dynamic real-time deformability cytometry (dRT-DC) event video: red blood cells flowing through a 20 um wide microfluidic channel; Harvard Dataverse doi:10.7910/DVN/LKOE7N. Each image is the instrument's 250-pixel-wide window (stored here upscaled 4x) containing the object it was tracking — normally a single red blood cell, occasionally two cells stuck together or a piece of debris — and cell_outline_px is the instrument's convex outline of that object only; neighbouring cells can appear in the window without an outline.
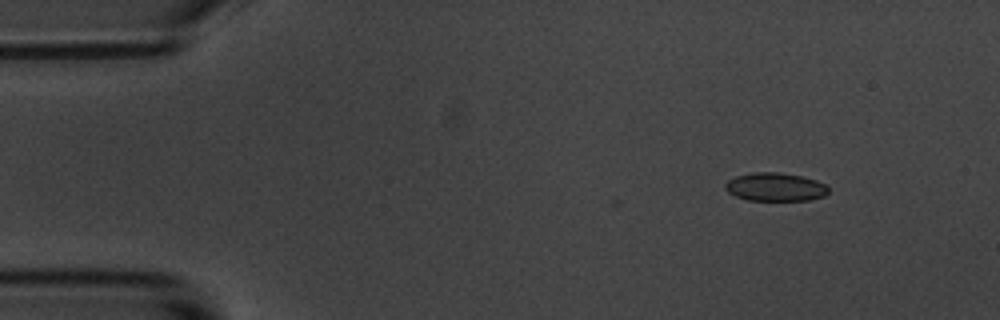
{"species": "common noctule bat (a hibernating species)", "species_latin": "Nyctalus noctula", "temperature_condition": "room temperature", "stored_images_in_passage": 3, "camera_frame_rate_fps": 3000, "um_per_image_px": 0.085, "animal": {"sex": "male", "body_mass_g": 20.1, "forearm_length_mm": 53.5}, "frame": {"image": 1, "passage_image": 3, "time_ms": 2.333, "image_size_px": [1000, 320], "cell_outline_px": [[828, 192], [824, 196], [808, 200], [748, 200], [736, 196], [728, 192], [724, 188], [724, 184], [728, 180], [736, 176], [752, 172], [780, 172], [800, 176], [816, 180], [824, 184], [828, 188]], "centroid_in_image_um": [65.87, 15.89], "position_along_channel_um": 19.1, "area_um2": 16.99}}